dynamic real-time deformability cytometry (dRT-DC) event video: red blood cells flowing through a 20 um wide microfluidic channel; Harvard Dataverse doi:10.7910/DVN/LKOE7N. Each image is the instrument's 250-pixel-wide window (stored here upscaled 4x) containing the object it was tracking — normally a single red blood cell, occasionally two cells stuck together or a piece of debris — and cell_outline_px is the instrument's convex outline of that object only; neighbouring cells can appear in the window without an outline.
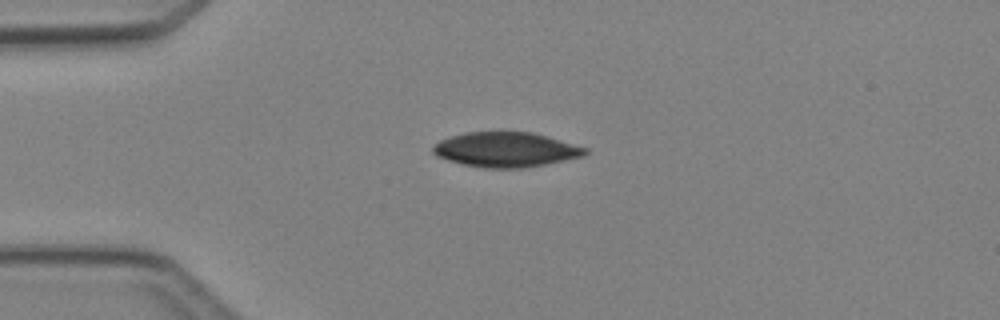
{"species": "Egyptian fruit bat (a non-hibernating species)", "species_latin": "Rousettus aegyptiacus", "temperature_condition": "cold", "stored_images_in_passage": 4, "camera_frame_rate_fps": 3000, "um_per_image_px": 0.085, "animal": {"sex": "female"}, "frame": {"image": 1, "passage_image": 3, "time_ms": 2.333, "image_size_px": [1000, 320], "cell_outline_px": [[588, 152], [584, 156], [544, 164], [520, 168], [484, 168], [464, 164], [448, 160], [436, 156], [432, 152], [432, 148], [440, 140], [464, 132], [532, 132], [548, 136], [588, 148]], "centroid_in_image_um": [43.0, 12.71], "position_along_channel_um": 42.0, "area_um2": 30.75}}
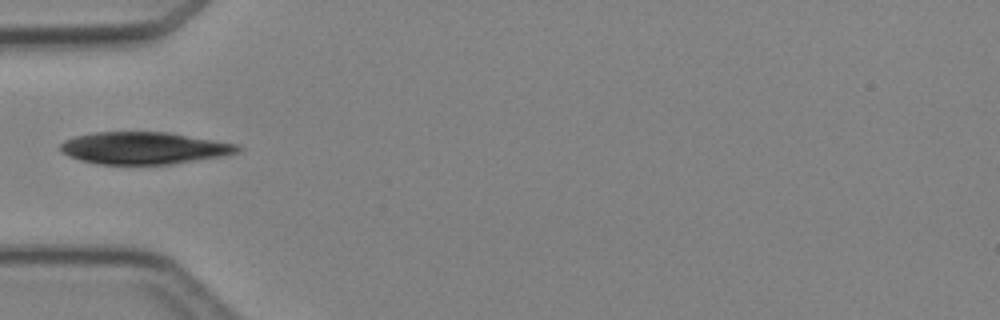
{"frame": {"image": 2, "passage_image": 4, "time_ms": 3.667, "image_size_px": [1000, 320], "cell_outline_px": [[244, 148], [236, 152], [216, 156], [172, 164], [96, 164], [80, 160], [68, 156], [60, 152], [60, 144], [64, 140], [76, 136], [96, 132], [168, 132], [236, 144]], "centroid_in_image_um": [12.15, 12.58], "position_along_channel_um": 72.9, "area_um2": 32.83}}